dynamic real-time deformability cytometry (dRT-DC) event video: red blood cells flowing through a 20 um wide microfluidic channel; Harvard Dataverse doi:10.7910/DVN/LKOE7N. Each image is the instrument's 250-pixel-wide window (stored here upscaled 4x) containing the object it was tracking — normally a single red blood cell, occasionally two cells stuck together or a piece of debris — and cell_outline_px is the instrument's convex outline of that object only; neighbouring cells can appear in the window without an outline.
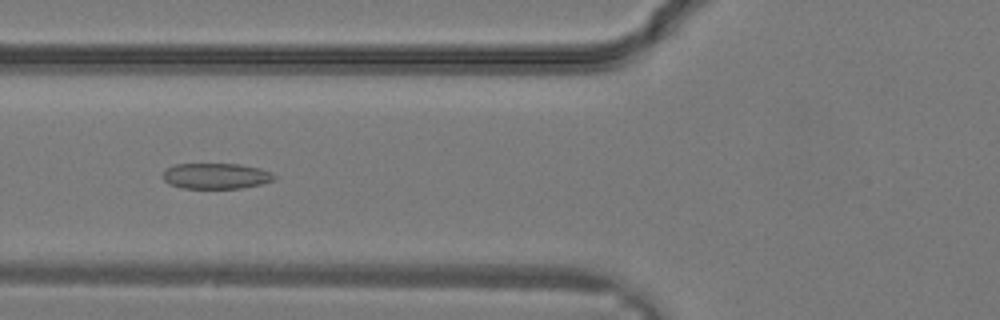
{"species": "common noctule bat (a hibernating species)", "species_latin": "Nyctalus noctula", "temperature_condition": "warm", "stored_images_in_passage": 32, "camera_frame_rate_fps": 3000, "um_per_image_px": 0.085, "animal": {"sex": "male", "body_mass_g": 19.2, "forearm_length_mm": 51.8}, "frame": {"image": 1, "passage_image": 13, "time_ms": 4.0, "image_size_px": [1000, 320], "cell_outline_px": [[276, 180], [260, 184], [240, 188], [180, 188], [168, 184], [160, 176], [168, 168], [176, 164], [240, 164], [260, 168], [272, 172], [276, 176]], "centroid_in_image_um": [18.36, 14.96], "position_along_channel_um": 107.4, "area_um2": 16.82}}
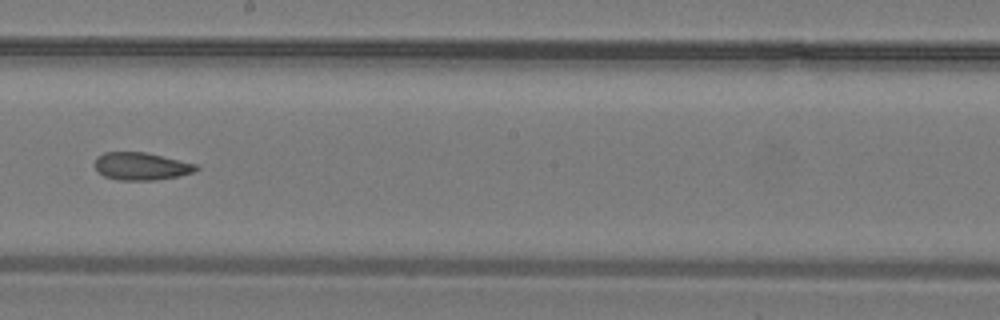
{"frame": {"image": 2, "passage_image": 19, "time_ms": 6.0, "image_size_px": [1000, 320], "cell_outline_px": [[200, 168], [192, 172], [180, 176], [156, 180], [116, 180], [104, 176], [96, 168], [96, 156], [104, 152], [144, 152], [196, 164]], "centroid_in_image_um": [12.0, 14.14], "position_along_channel_um": 236.2, "area_um2": 16.18}}
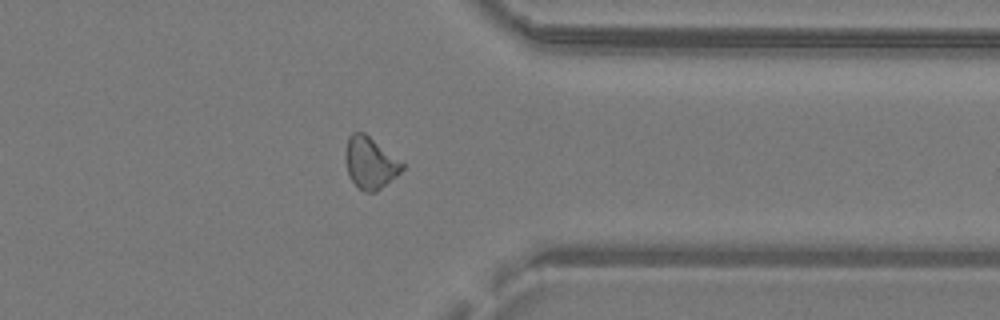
{"frame": {"image": 3, "passage_image": 26, "time_ms": 8.333, "image_size_px": [1000, 320], "cell_outline_px": [[404, 168], [396, 176], [376, 192], [364, 192], [352, 180], [348, 172], [344, 156], [344, 152], [348, 136], [352, 132], [364, 132], [404, 164]], "centroid_in_image_um": [31.43, 13.83], "position_along_channel_um": 380.0, "area_um2": 16.88}}